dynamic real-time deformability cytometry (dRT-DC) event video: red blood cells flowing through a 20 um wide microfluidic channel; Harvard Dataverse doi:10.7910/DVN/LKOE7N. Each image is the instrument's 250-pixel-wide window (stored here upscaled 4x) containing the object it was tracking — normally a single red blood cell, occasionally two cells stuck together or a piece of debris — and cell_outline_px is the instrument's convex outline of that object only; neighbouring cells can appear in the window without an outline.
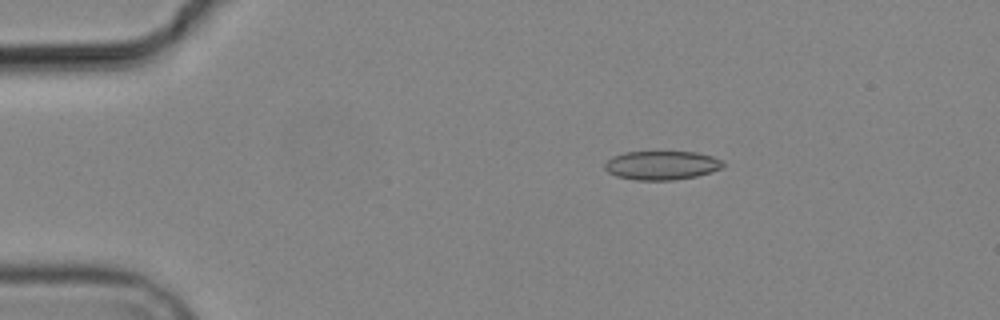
{"species": "common noctule bat (a hibernating species)", "species_latin": "Nyctalus noctula", "temperature_condition": "cold", "stored_images_in_passage": 4, "camera_frame_rate_fps": 3000, "um_per_image_px": 0.085, "animal": {"sex": "male", "body_mass_g": 19.2, "forearm_length_mm": 51.8}, "frame": {"image": 1, "passage_image": 3, "time_ms": 2.333, "image_size_px": [1000, 320], "cell_outline_px": [[724, 164], [720, 168], [712, 172], [696, 176], [672, 180], [636, 180], [616, 176], [608, 172], [604, 168], [604, 164], [612, 156], [624, 152], [696, 152], [712, 156], [720, 160]], "centroid_in_image_um": [56.21, 14.05], "position_along_channel_um": 28.8, "area_um2": 19.83}}